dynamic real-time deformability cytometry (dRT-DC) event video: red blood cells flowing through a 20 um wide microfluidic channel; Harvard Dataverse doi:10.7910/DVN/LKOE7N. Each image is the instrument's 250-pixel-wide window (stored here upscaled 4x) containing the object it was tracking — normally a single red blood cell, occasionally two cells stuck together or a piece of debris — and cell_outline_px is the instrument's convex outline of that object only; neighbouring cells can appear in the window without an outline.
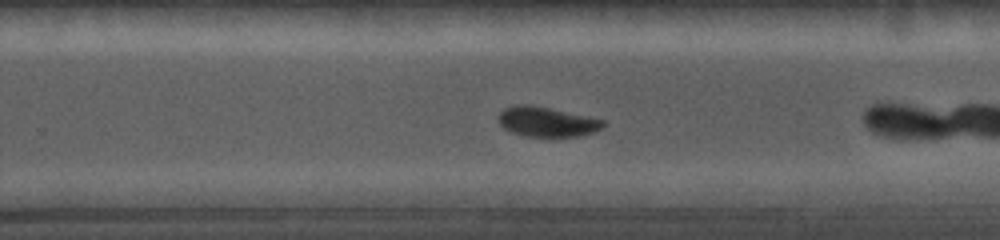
{"species": "common noctule bat (a hibernating species)", "species_latin": "Nyctalus noctula", "temperature_condition": "cold", "stored_images_in_passage": 20, "camera_frame_rate_fps": 5000, "um_per_image_px": 0.085, "animal": {"sex": "female", "body_mass_g": 19.0, "forearm_length_mm": 56.7}, "frame": {"image": 1, "passage_image": 9, "time_ms": 5.4, "image_size_px": [1000, 240], "cell_outline_px": [[604, 124], [600, 128], [592, 132], [580, 136], [524, 136], [512, 132], [504, 128], [496, 120], [496, 116], [504, 108], [516, 104], [532, 104], [604, 120]], "centroid_in_image_um": [46.39, 10.33], "position_along_channel_um": 283.4, "area_um2": 18.15}}